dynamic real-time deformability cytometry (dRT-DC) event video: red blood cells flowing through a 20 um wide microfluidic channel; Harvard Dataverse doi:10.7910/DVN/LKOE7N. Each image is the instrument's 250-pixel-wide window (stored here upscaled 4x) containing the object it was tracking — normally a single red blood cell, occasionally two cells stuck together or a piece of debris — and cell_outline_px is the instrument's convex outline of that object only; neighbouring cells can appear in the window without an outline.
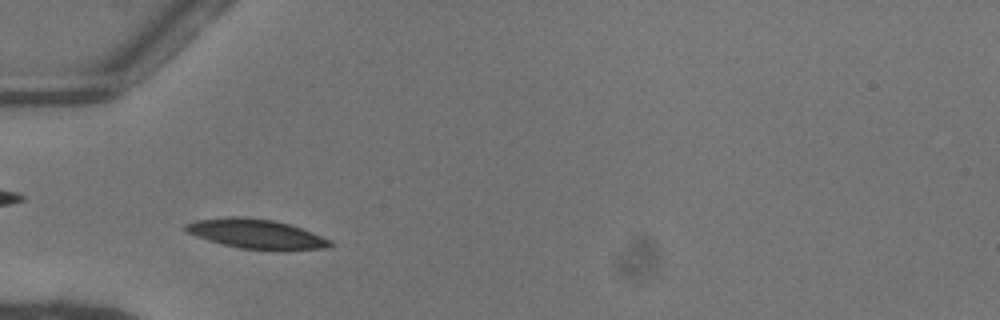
{"species": "common noctule bat (a hibernating species)", "species_latin": "Nyctalus noctula", "temperature_condition": "warm", "stored_images_in_passage": 21, "camera_frame_rate_fps": 3000, "um_per_image_px": 0.085, "animal": {"sex": "female"}, "frame": {"image": 1, "passage_image": 3, "time_ms": 0.667, "image_size_px": [1000, 320], "cell_outline_px": [[332, 244], [324, 248], [288, 252], [272, 252], [240, 248], [208, 240], [184, 232], [184, 224], [196, 220], [228, 216], [248, 216], [272, 220], [288, 224], [312, 232], [332, 240]], "centroid_in_image_um": [21.79, 19.91], "position_along_channel_um": 63.2, "area_um2": 25.55}}
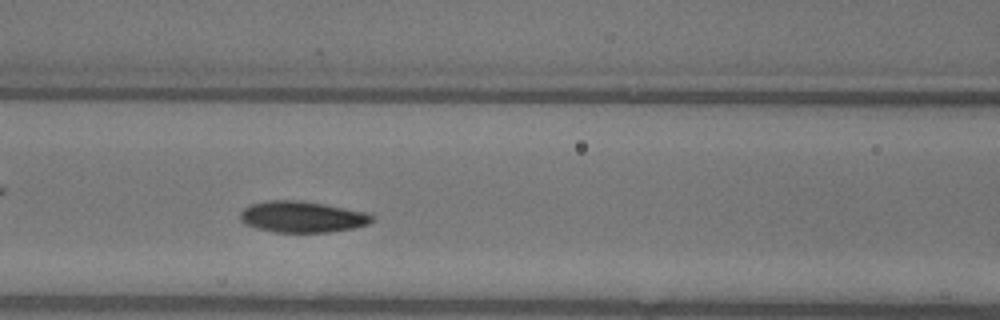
{"frame": {"image": 2, "passage_image": 9, "time_ms": 2.667, "image_size_px": [1000, 320], "cell_outline_px": [[372, 220], [368, 224], [352, 228], [328, 232], [276, 232], [256, 228], [244, 224], [240, 220], [240, 212], [244, 208], [252, 204], [264, 200], [296, 200], [320, 204], [364, 212], [372, 216]], "centroid_in_image_um": [25.6, 18.44], "position_along_channel_um": 141.0, "area_um2": 23.58}}
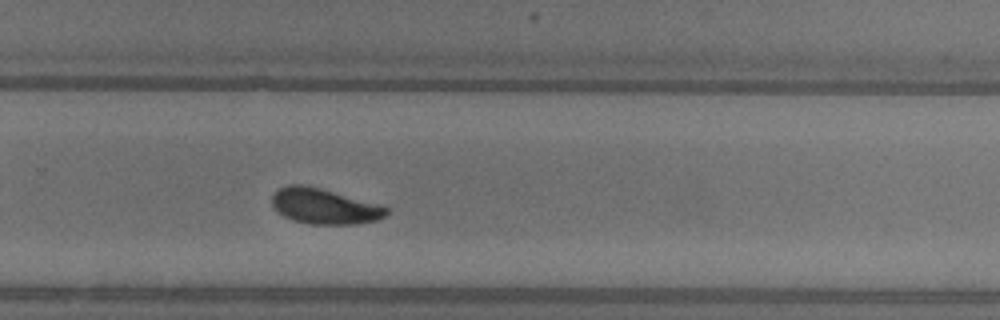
{"frame": {"image": 3, "passage_image": 21, "time_ms": 6.667, "image_size_px": [1000, 320], "cell_outline_px": [[388, 216], [376, 220], [356, 224], [308, 224], [292, 220], [276, 212], [272, 204], [272, 196], [280, 188], [288, 184], [300, 184], [320, 188], [376, 204], [388, 208]], "centroid_in_image_um": [27.53, 17.55], "position_along_channel_um": 302.3, "area_um2": 23.47}}